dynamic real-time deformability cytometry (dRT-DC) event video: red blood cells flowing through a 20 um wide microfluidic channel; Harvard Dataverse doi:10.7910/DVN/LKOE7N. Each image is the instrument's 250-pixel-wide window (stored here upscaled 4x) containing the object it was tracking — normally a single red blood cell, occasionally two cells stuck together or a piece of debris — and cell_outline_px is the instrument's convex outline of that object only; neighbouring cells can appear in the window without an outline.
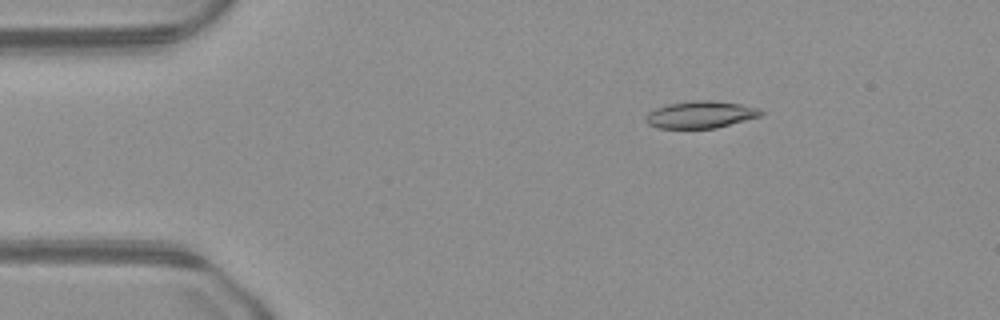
{"species": "common noctule bat (a hibernating species)", "species_latin": "Nyctalus noctula", "temperature_condition": "warm", "stored_images_in_passage": 49, "camera_frame_rate_fps": 3000, "um_per_image_px": 0.085, "animal": {"sex": "male", "body_mass_g": 23.1, "forearm_length_mm": 52.7}, "frame": {"image": 1, "passage_image": 8, "time_ms": 2.333, "image_size_px": [1000, 320], "cell_outline_px": [[764, 116], [716, 128], [656, 128], [648, 124], [644, 116], [648, 112], [656, 108], [668, 104], [692, 100], [716, 100], [740, 104], [760, 108], [764, 112]], "centroid_in_image_um": [59.59, 9.74], "position_along_channel_um": 25.4, "area_um2": 18.5}}
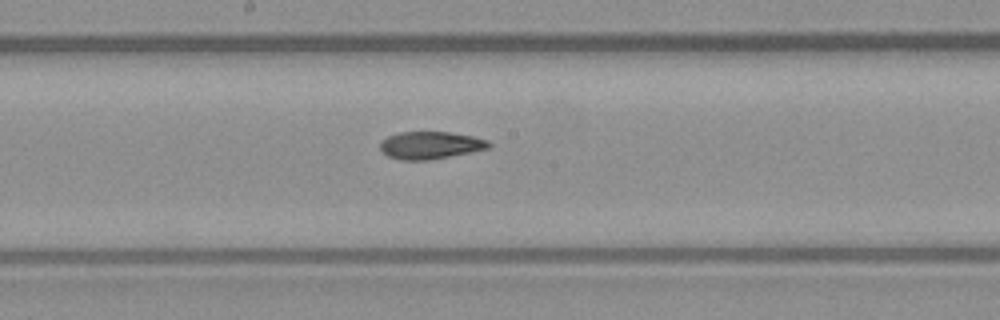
{"frame": {"image": 2, "passage_image": 26, "time_ms": 8.333, "image_size_px": [1000, 320], "cell_outline_px": [[492, 144], [488, 148], [472, 152], [428, 160], [400, 160], [388, 156], [380, 152], [380, 140], [388, 136], [400, 132], [448, 132], [472, 136], [488, 140]], "centroid_in_image_um": [36.55, 12.35], "position_along_channel_um": 211.7, "area_um2": 17.46}}
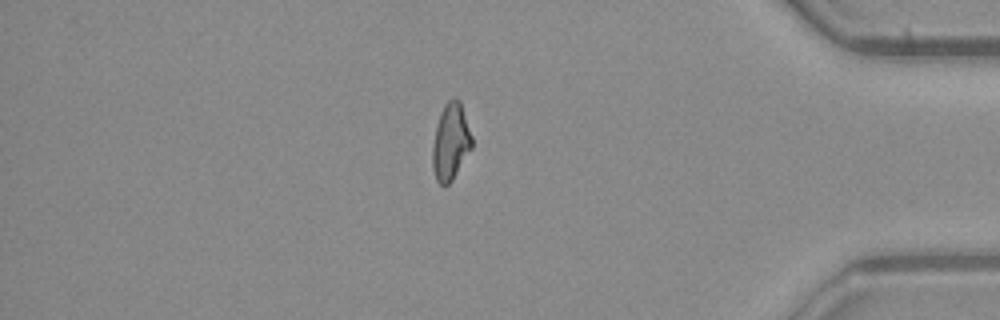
{"frame": {"image": 3, "passage_image": 42, "time_ms": 13.667, "image_size_px": [1000, 320], "cell_outline_px": [[472, 148], [452, 180], [444, 188], [436, 180], [432, 168], [432, 144], [436, 124], [440, 112], [444, 104], [452, 96], [456, 96], [460, 100], [472, 136]], "centroid_in_image_um": [38.29, 12.03], "position_along_channel_um": 396.9, "area_um2": 17.98}}